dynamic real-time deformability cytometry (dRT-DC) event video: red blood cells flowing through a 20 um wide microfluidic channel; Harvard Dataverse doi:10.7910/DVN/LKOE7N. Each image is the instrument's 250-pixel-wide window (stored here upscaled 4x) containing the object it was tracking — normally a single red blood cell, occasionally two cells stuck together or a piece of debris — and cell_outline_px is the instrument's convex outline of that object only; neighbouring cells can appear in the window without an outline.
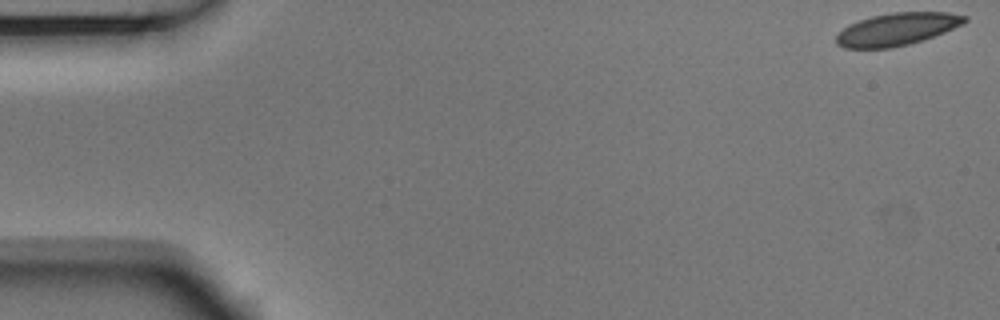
{"species": "Egyptian fruit bat (a non-hibernating species)", "species_latin": "Rousettus aegyptiacus", "temperature_condition": "room temperature", "stored_images_in_passage": 49, "camera_frame_rate_fps": 3000, "um_per_image_px": 0.085, "animal": {"sex": "male"}, "frame": {"image": 1, "passage_image": 1, "time_ms": 0.0, "image_size_px": [1000, 320], "cell_outline_px": [[968, 20], [964, 24], [924, 40], [908, 44], [888, 48], [844, 48], [836, 44], [836, 36], [848, 24], [872, 16], [892, 12], [948, 12], [968, 16]], "centroid_in_image_um": [76.27, 2.47], "position_along_channel_um": 8.7, "area_um2": 24.33}}
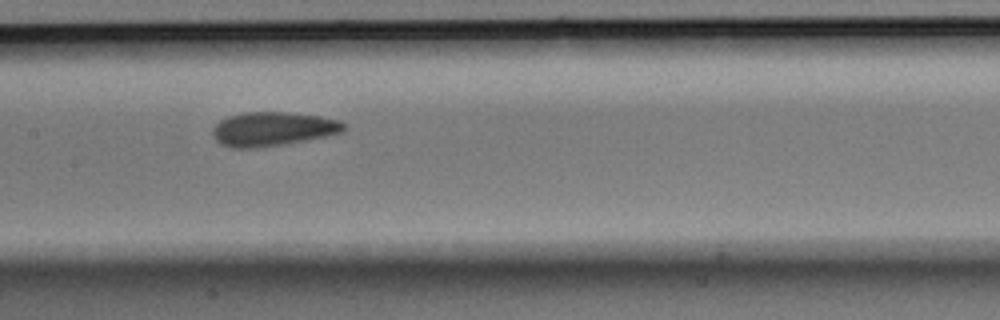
{"frame": {"image": 2, "passage_image": 26, "time_ms": 8.333, "image_size_px": [1000, 320], "cell_outline_px": [[344, 132], [304, 140], [256, 148], [232, 148], [220, 144], [216, 140], [212, 132], [212, 128], [220, 120], [228, 116], [244, 112], [288, 112], [320, 116], [340, 120], [344, 124]], "centroid_in_image_um": [23.15, 10.95], "position_along_channel_um": 184.2, "area_um2": 25.89}}
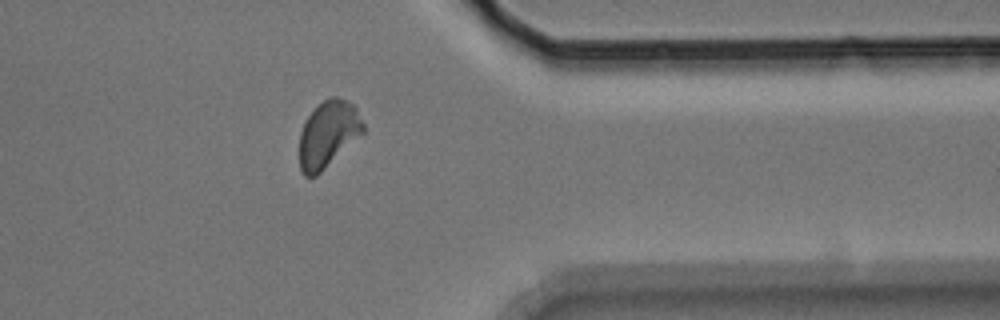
{"frame": {"image": 3, "passage_image": 43, "time_ms": 14.0, "image_size_px": [1000, 320], "cell_outline_px": [[364, 132], [316, 176], [304, 176], [300, 168], [300, 132], [304, 120], [324, 100], [332, 96], [336, 96], [352, 104], [356, 108], [364, 124]], "centroid_in_image_um": [27.88, 11.4], "position_along_channel_um": 383.5, "area_um2": 24.33}, "authors_computed_cell_mechanics": {"area_um2": 24.9696, "velocity_mm_per_s": 3.7165, "shape_relaxation_time_tau1_ms": 3.6438, "shape_relaxation_time_tau2_ms": 1.1684, "deformation_change_tau1": 0.097, "deformation_change_tau2": 0.0647}}